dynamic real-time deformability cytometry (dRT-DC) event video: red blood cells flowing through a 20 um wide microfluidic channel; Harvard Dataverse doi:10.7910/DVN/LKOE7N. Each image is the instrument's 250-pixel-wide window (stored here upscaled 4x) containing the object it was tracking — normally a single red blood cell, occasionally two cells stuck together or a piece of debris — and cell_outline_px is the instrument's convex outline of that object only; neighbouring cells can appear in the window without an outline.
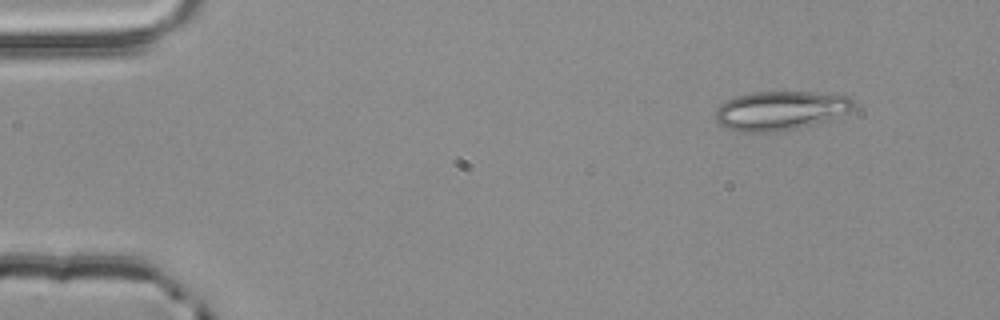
{"species": "common noctule bat (a hibernating species)", "species_latin": "Nyctalus noctula", "temperature_condition": "room temperature", "stored_images_in_passage": 3, "camera_frame_rate_fps": 3000, "um_per_image_px": 0.085, "animal": {"sex": "male", "body_mass_g": 20.4}, "frame": {"image": 1, "passage_image": 1, "time_ms": 0.0, "image_size_px": [1000, 320], "cell_outline_px": [[856, 108], [848, 112], [828, 120], [796, 128], [776, 132], [740, 132], [728, 128], [720, 124], [716, 120], [716, 108], [720, 104], [736, 96], [752, 92], [812, 92], [848, 96], [856, 104]], "centroid_in_image_um": [66.34, 9.4], "position_along_channel_um": 18.7, "area_um2": 31.39}}